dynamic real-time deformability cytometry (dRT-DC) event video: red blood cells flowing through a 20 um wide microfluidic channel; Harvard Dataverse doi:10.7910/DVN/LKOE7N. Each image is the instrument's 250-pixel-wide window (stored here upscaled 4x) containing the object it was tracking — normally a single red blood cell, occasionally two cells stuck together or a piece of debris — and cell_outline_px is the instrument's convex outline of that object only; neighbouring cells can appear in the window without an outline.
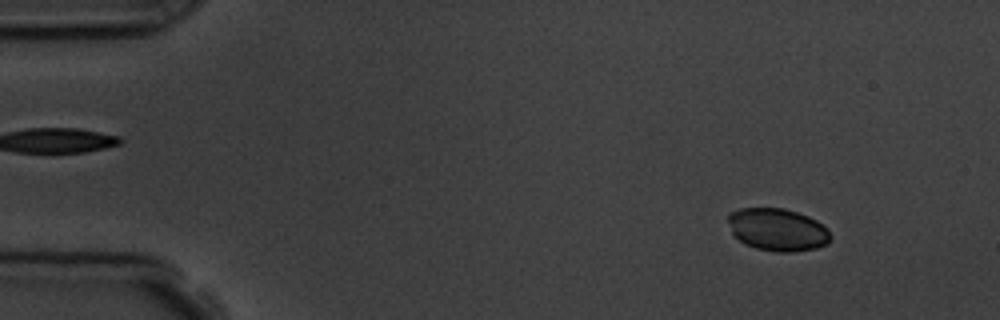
{"species": "common noctule bat (a hibernating species)", "species_latin": "Nyctalus noctula", "temperature_condition": "room temperature", "stored_images_in_passage": 5, "camera_frame_rate_fps": 3000, "um_per_image_px": 0.085, "animal": {"sex": "male", "body_mass_g": 19.5, "forearm_length_mm": 54.6}, "frame": {"image": 1, "passage_image": 1, "time_ms": 0.0, "image_size_px": [1000, 320], "cell_outline_px": [[832, 240], [828, 244], [816, 248], [792, 252], [776, 252], [756, 248], [744, 244], [732, 232], [728, 220], [728, 212], [740, 208], [784, 208], [808, 216], [816, 220], [832, 236]], "centroid_in_image_um": [66.09, 19.52], "position_along_channel_um": 18.9, "area_um2": 25.37}}
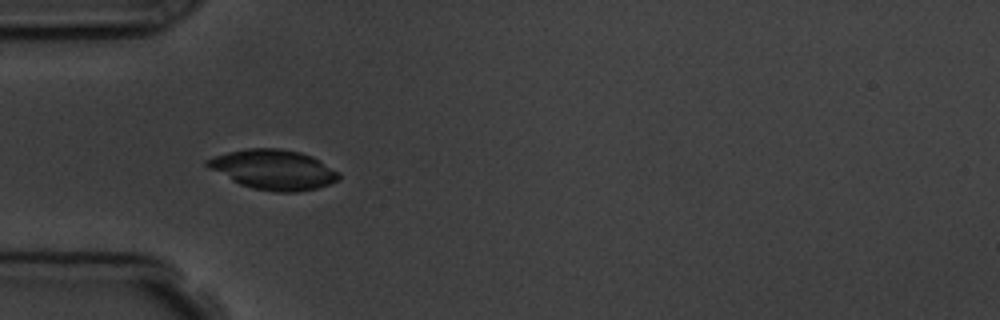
{"frame": {"image": 2, "passage_image": 4, "time_ms": 3.667, "image_size_px": [1000, 320], "cell_outline_px": [[340, 180], [316, 188], [296, 192], [276, 192], [252, 188], [240, 184], [208, 168], [204, 164], [204, 160], [228, 152], [248, 148], [280, 148], [300, 152], [312, 156], [320, 160], [340, 172]], "centroid_in_image_um": [23.26, 14.41], "position_along_channel_um": 61.7, "area_um2": 30.58}}